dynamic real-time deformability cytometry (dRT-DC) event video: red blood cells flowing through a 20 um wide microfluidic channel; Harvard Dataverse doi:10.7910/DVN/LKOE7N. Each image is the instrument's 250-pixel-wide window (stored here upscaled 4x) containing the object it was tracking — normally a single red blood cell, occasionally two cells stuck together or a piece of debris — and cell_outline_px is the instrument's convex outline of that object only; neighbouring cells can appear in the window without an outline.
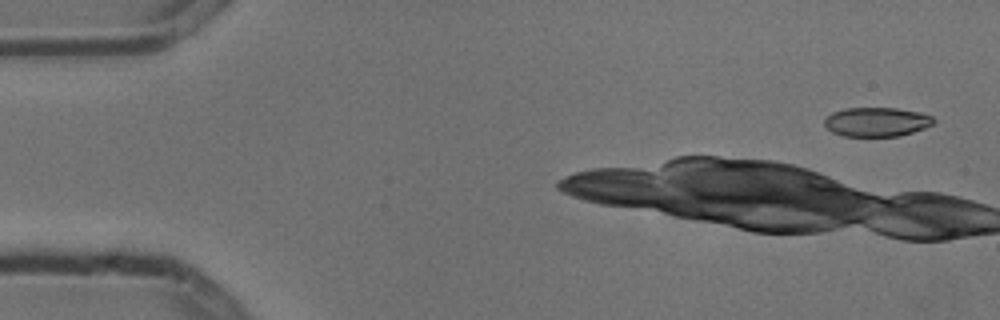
{"species": "common noctule bat (a hibernating species)", "species_latin": "Nyctalus noctula", "temperature_condition": "cold", "stored_images_in_passage": 3, "camera_frame_rate_fps": 3000, "um_per_image_px": 0.085, "animal": {"sex": "male", "body_mass_g": 13.3}, "frame": {"image": 1, "passage_image": 1, "time_ms": 0.0, "image_size_px": [1000, 320], "cell_outline_px": [[936, 120], [932, 124], [924, 128], [900, 136], [844, 136], [832, 132], [824, 124], [824, 120], [832, 112], [844, 108], [896, 108], [920, 112], [932, 116]], "centroid_in_image_um": [74.52, 10.36], "position_along_channel_um": 10.5, "area_um2": 18.55}}
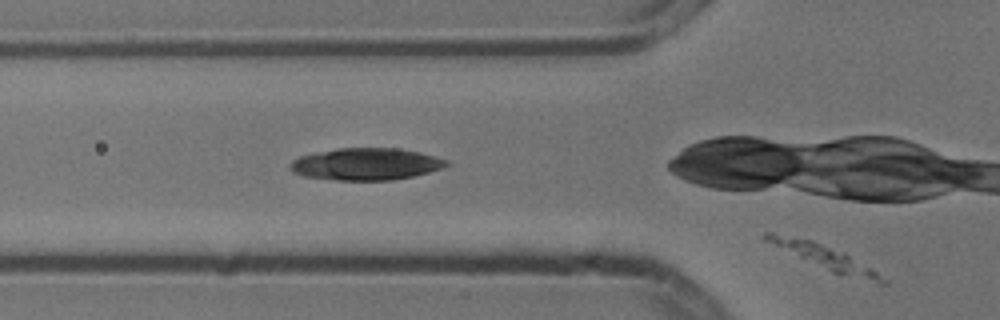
{"frame": {"image": 2, "passage_image": 3, "time_ms": 0.667, "image_size_px": [1000, 320], "cell_outline_px": [[888, 284], [880, 284], [832, 272], [764, 240], [764, 232], [772, 232], [812, 240], [844, 252], [872, 268], [888, 280]], "centroid_in_image_um": [70.17, 21.86], "position_along_channel_um": 55.6, "area_um2": 15.84}}